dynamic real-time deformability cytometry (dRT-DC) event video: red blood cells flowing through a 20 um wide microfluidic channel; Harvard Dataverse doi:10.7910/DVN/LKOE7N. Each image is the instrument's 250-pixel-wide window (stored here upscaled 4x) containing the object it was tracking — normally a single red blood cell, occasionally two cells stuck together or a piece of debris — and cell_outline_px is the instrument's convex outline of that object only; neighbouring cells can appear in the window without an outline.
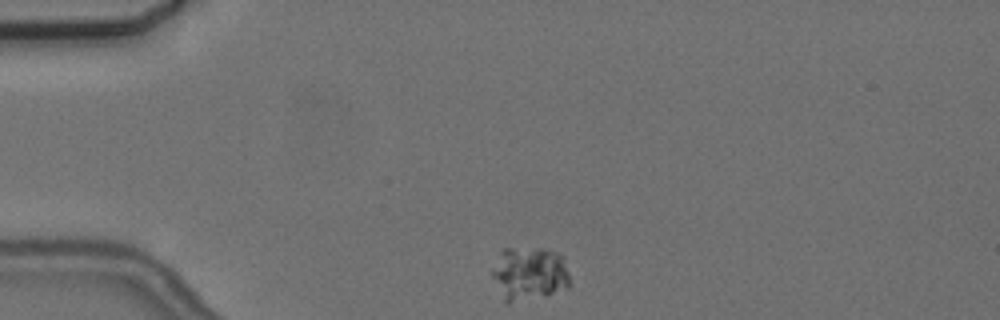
{"species": "common noctule bat (a hibernating species)", "species_latin": "Nyctalus noctula", "temperature_condition": "cold", "stored_images_in_passage": 2, "camera_frame_rate_fps": 3000, "um_per_image_px": 0.085, "animal": {"sex": "female", "body_mass_g": 24.6, "forearm_length_mm": 56.2}, "frame": {"image": 1, "passage_image": 1, "time_ms": 0.0, "image_size_px": [1000, 320], "cell_outline_px": [[572, 284], [568, 288], [544, 296], [508, 300], [504, 300], [492, 276], [492, 272], [500, 248], [544, 248], [556, 252], [560, 256], [568, 272]], "centroid_in_image_um": [45.01, 23.21], "position_along_channel_um": 40.0, "area_um2": 23.87}}